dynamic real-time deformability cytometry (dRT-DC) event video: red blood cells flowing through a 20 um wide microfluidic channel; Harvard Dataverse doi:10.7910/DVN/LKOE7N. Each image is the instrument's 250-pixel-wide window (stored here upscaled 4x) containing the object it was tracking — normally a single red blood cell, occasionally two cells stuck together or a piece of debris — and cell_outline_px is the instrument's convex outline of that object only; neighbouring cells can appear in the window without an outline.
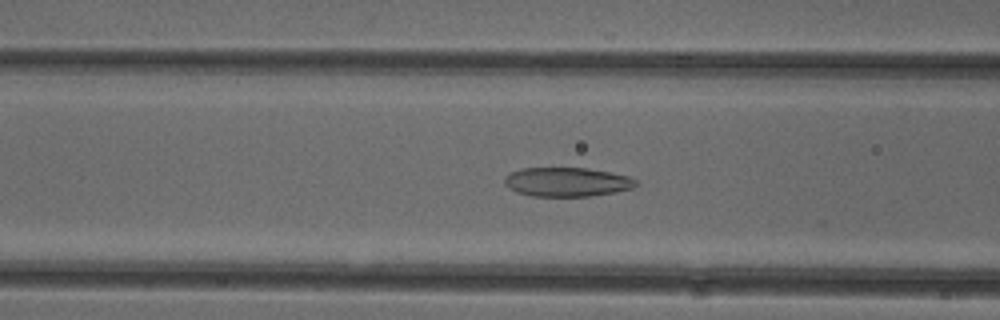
{"species": "common noctule bat (a hibernating species)", "species_latin": "Nyctalus noctula", "temperature_condition": "cold", "stored_images_in_passage": 51, "camera_frame_rate_fps": 3000, "um_per_image_px": 0.085, "animal": {"sex": "female"}, "frame": {"image": 1, "passage_image": 20, "time_ms": 6.333, "image_size_px": [1000, 320], "cell_outline_px": [[636, 184], [632, 188], [616, 192], [588, 196], [532, 196], [516, 192], [508, 188], [504, 184], [504, 176], [520, 168], [588, 168], [628, 176], [636, 180]], "centroid_in_image_um": [48.14, 15.47], "position_along_channel_um": 118.5, "area_um2": 22.25}}
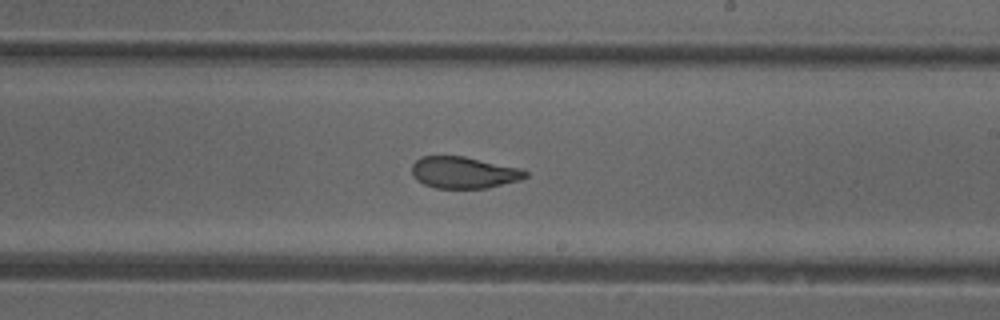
{"frame": {"image": 2, "passage_image": 30, "time_ms": 9.667, "image_size_px": [1000, 320], "cell_outline_px": [[528, 176], [520, 180], [488, 188], [436, 188], [424, 184], [416, 180], [412, 176], [412, 164], [420, 156], [464, 156], [520, 168], [528, 172]], "centroid_in_image_um": [39.41, 14.66], "position_along_channel_um": 249.6, "area_um2": 21.04}}
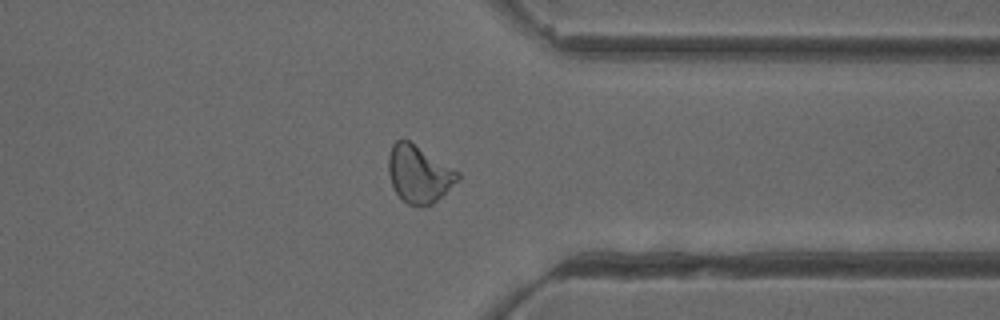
{"frame": {"image": 3, "passage_image": 40, "time_ms": 13.0, "image_size_px": [1000, 320], "cell_outline_px": [[460, 176], [432, 204], [424, 208], [420, 208], [408, 204], [396, 192], [392, 184], [388, 172], [388, 156], [392, 144], [396, 140], [408, 140], [460, 172]], "centroid_in_image_um": [35.57, 14.8], "position_along_channel_um": 375.8, "area_um2": 22.77}, "authors_computed_cell_mechanics": {"area_um2": 23.12, "velocity_mm_per_s": 3.9267, "shape_relaxation_time_tau1_ms": 6.8653, "shape_relaxation_time_tau2_ms": 1.7827, "deformation_change_tau1": 0.1692, "deformation_change_tau2": 0.0886}}